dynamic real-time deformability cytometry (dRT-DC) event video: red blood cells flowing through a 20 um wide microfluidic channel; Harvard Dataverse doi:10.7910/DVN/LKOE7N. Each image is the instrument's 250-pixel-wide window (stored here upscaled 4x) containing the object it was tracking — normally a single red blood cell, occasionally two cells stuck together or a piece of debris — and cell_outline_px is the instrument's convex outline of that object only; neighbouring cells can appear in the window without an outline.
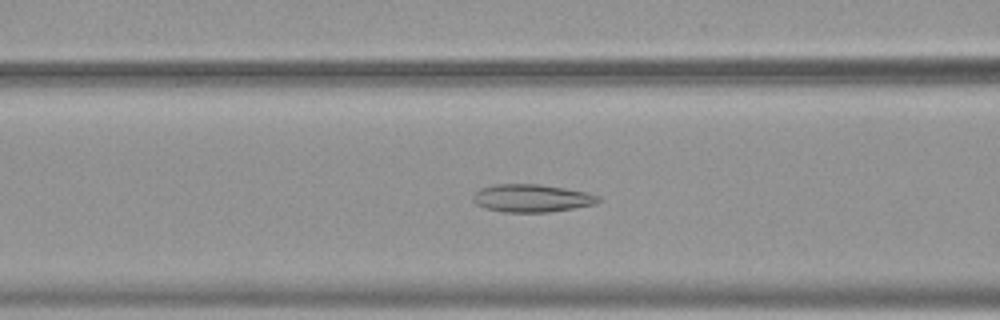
{"species": "common noctule bat (a hibernating species)", "species_latin": "Nyctalus noctula", "temperature_condition": "warm", "stored_images_in_passage": 54, "camera_frame_rate_fps": 3000, "um_per_image_px": 0.085, "animal": {"sex": "female", "body_mass_g": 19.9}, "frame": {"image": 1, "passage_image": 23, "time_ms": 7.333, "image_size_px": [1000, 320], "cell_outline_px": [[604, 200], [596, 204], [548, 212], [504, 212], [484, 208], [476, 204], [472, 200], [472, 196], [480, 188], [496, 184], [540, 184], [588, 192], [600, 196]], "centroid_in_image_um": [45.22, 16.84], "position_along_channel_um": 121.4, "area_um2": 20.46}}
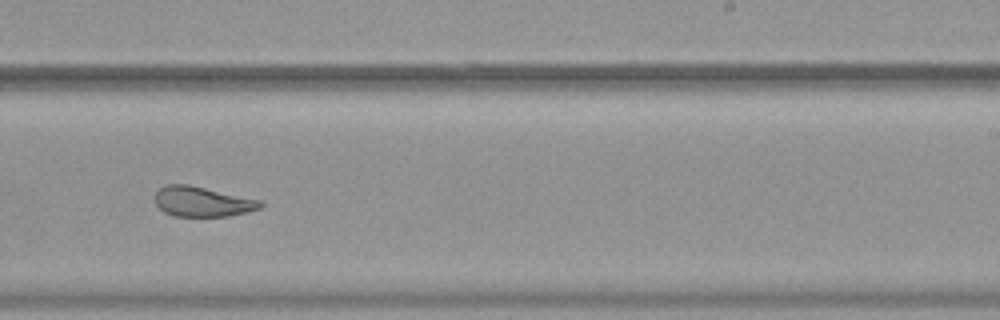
{"frame": {"image": 2, "passage_image": 35, "time_ms": 11.333, "image_size_px": [1000, 320], "cell_outline_px": [[264, 204], [260, 208], [248, 212], [228, 216], [176, 216], [164, 212], [156, 204], [152, 196], [160, 188], [168, 184], [188, 184], [264, 200]], "centroid_in_image_um": [17.23, 17.13], "position_along_channel_um": 271.8, "area_um2": 18.73}}
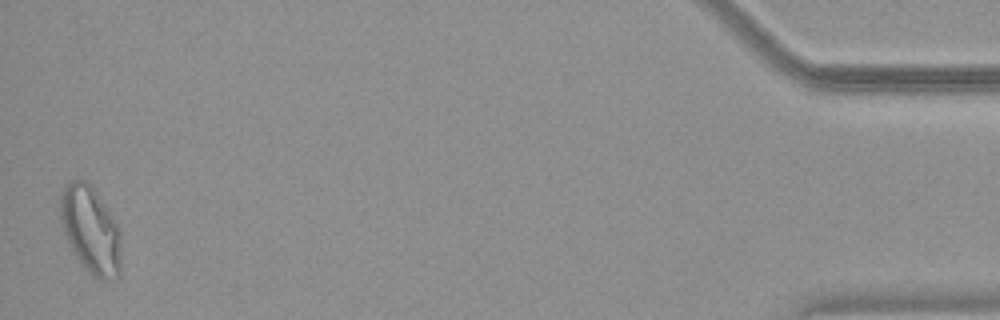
{"frame": {"image": 3, "passage_image": 54, "time_ms": 17.667, "image_size_px": [1000, 320], "cell_outline_px": [[120, 276], [104, 280], [96, 280], [92, 276], [76, 256], [64, 232], [60, 220], [60, 196], [64, 188], [72, 180], [88, 180], [116, 224], [120, 232]], "centroid_in_image_um": [7.7, 19.56], "position_along_channel_um": 427.5, "area_um2": 30.35}, "authors_computed_cell_mechanics": {"area_um2": 24.565, "velocity_mm_per_s": 3.7798, "shape_relaxation_time_tau1_ms": null, "shape_relaxation_time_tau2_ms": 1.3541, "deformation_change_tau1": null, "deformation_change_tau2": 0.0717}}